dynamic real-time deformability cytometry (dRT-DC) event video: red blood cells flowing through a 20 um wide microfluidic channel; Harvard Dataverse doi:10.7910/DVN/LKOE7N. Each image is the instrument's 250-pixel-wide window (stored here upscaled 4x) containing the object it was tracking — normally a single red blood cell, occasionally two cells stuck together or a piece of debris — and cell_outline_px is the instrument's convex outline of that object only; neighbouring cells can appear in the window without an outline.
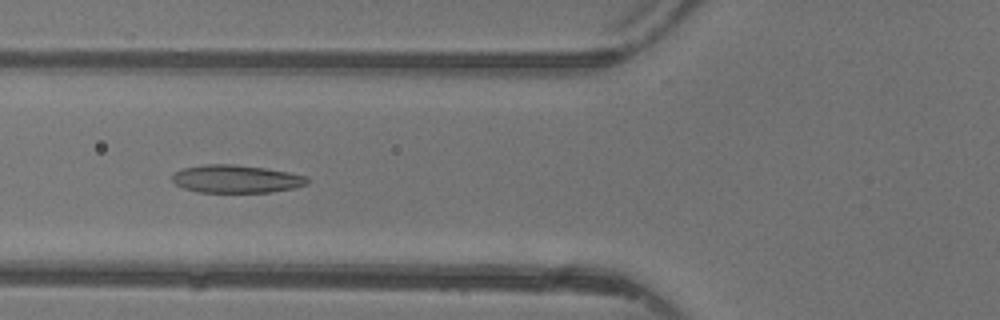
{"species": "common noctule bat (a hibernating species)", "species_latin": "Nyctalus noctula", "temperature_condition": "warm", "stored_images_in_passage": 33, "camera_frame_rate_fps": 3000, "um_per_image_px": 0.085, "animal": {"sex": "female"}, "frame": {"image": 1, "passage_image": 5, "time_ms": 1.333, "image_size_px": [1000, 320], "cell_outline_px": [[308, 184], [292, 188], [268, 192], [200, 192], [184, 188], [176, 184], [172, 180], [172, 176], [176, 172], [184, 168], [204, 164], [236, 164], [264, 168], [288, 172], [304, 176], [308, 180]], "centroid_in_image_um": [20.05, 15.2], "position_along_channel_um": 105.7, "area_um2": 21.68}}
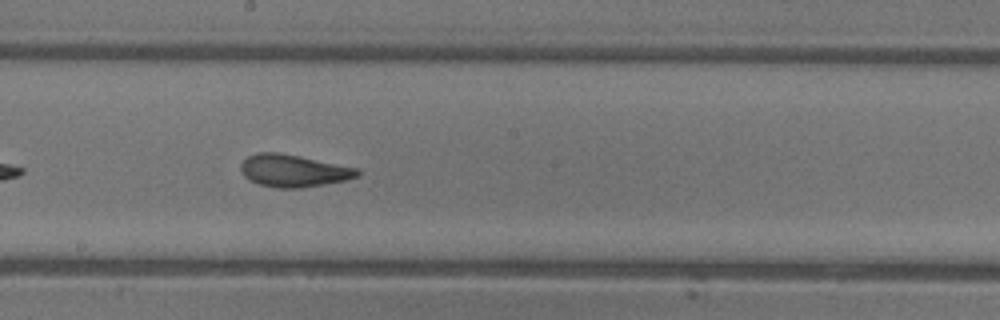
{"frame": {"image": 2, "passage_image": 13, "time_ms": 4.0, "image_size_px": [1000, 320], "cell_outline_px": [[360, 176], [344, 180], [324, 184], [300, 188], [276, 188], [260, 184], [244, 176], [240, 168], [240, 164], [248, 156], [256, 152], [276, 152], [360, 168]], "centroid_in_image_um": [24.96, 14.51], "position_along_channel_um": 223.2, "area_um2": 21.79}}
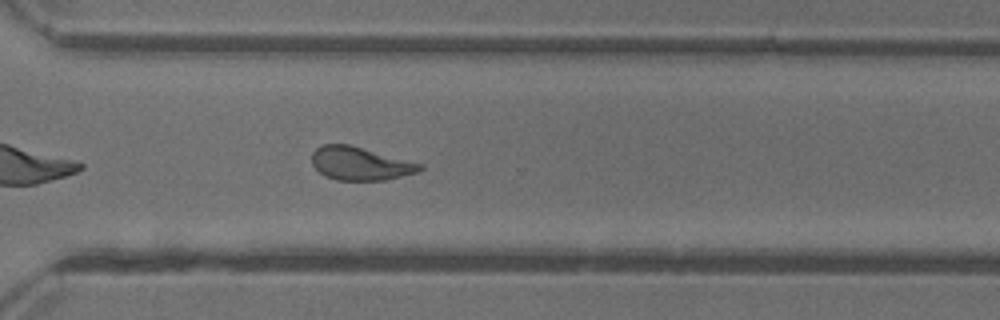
{"frame": {"image": 3, "passage_image": 21, "time_ms": 6.667, "image_size_px": [1000, 320], "cell_outline_px": [[424, 168], [416, 172], [384, 180], [336, 180], [324, 176], [312, 164], [312, 152], [316, 148], [324, 144], [348, 144], [424, 164]], "centroid_in_image_um": [30.6, 13.9], "position_along_channel_um": 340.0, "area_um2": 20.81}, "authors_computed_cell_mechanics": {"area_um2": 21.3282, "velocity_mm_per_s": 4.3967, "shape_relaxation_time_tau1_ms": 6.2803, "shape_relaxation_time_tau2_ms": 1.6379, "deformation_change_tau1": 0.1939, "deformation_change_tau2": 0.0974}}